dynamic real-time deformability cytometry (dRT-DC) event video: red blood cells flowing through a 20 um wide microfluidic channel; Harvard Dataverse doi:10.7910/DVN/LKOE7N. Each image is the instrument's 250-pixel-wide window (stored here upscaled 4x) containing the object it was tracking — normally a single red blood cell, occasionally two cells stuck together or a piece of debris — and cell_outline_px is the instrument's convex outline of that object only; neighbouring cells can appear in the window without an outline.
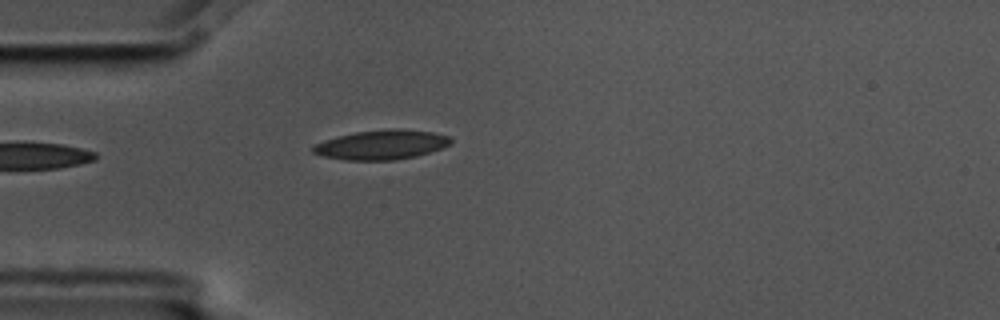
{"species": "common noctule bat (a hibernating species)", "species_latin": "Nyctalus noctula", "temperature_condition": "cold", "stored_images_in_passage": 5, "camera_frame_rate_fps": 3000, "um_per_image_px": 0.085, "animal": {"sex": "male", "body_mass_g": 17.5, "forearm_length_mm": 52.3}, "frame": {"image": 1, "passage_image": 5, "time_ms": 1.333, "image_size_px": [1000, 320], "cell_outline_px": [[452, 140], [448, 144], [440, 148], [416, 156], [392, 160], [344, 160], [324, 156], [312, 152], [312, 144], [336, 136], [356, 132], [392, 128], [396, 128], [432, 132], [448, 136]], "centroid_in_image_um": [32.36, 12.3], "position_along_channel_um": 52.6, "area_um2": 23.52}}